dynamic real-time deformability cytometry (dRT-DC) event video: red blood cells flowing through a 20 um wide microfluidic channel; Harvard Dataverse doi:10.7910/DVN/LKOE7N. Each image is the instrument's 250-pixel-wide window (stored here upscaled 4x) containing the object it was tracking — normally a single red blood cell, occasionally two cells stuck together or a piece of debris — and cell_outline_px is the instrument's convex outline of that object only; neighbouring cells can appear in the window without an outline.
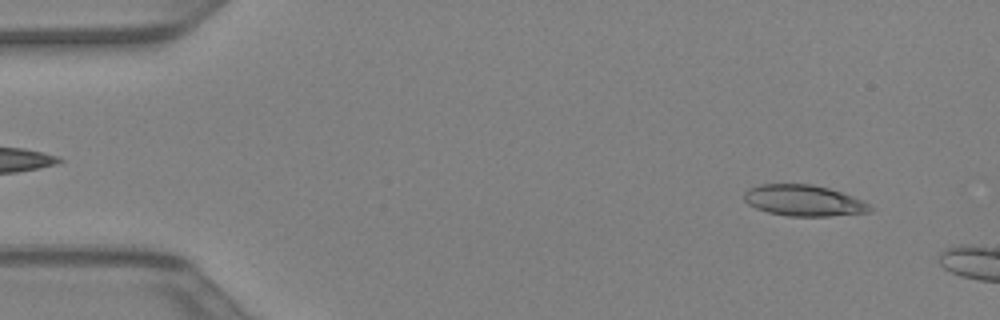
{"species": "Egyptian fruit bat (a non-hibernating species)", "species_latin": "Rousettus aegyptiacus", "temperature_condition": "warm", "stored_images_in_passage": 6, "camera_frame_rate_fps": 3000, "um_per_image_px": 0.085, "animal": {"sex": "female"}, "frame": {"image": 1, "passage_image": 3, "time_ms": 0.667, "image_size_px": [1000, 320], "cell_outline_px": [[872, 208], [868, 212], [828, 216], [788, 216], [768, 212], [756, 208], [748, 204], [744, 200], [744, 192], [748, 188], [760, 184], [812, 184], [828, 188], [852, 196], [868, 204]], "centroid_in_image_um": [68.25, 17.04], "position_along_channel_um": 16.7, "area_um2": 22.6}}